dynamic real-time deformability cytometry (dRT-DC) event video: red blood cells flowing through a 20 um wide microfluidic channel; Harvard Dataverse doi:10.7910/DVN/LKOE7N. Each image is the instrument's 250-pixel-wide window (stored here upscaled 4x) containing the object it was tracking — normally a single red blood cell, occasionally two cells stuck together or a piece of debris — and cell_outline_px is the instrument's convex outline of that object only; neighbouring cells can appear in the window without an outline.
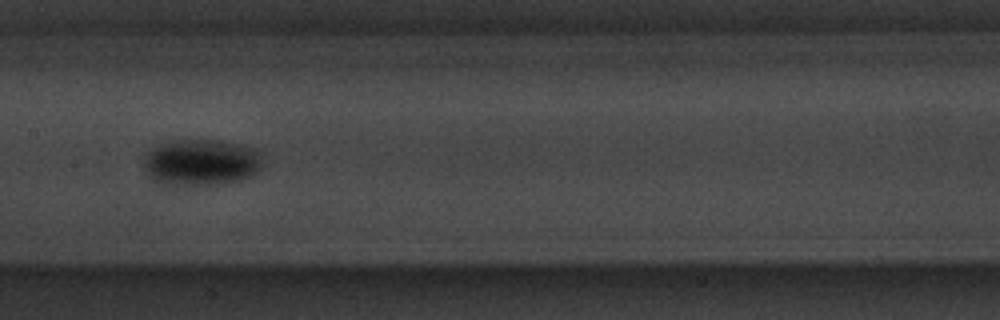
{"species": "common noctule bat (a hibernating species)", "species_latin": "Nyctalus noctula", "temperature_condition": "warm", "stored_images_in_passage": 9, "camera_frame_rate_fps": 3000, "um_per_image_px": 0.085, "animal": {"sex": "male", "body_mass_g": 20.1, "forearm_length_mm": 53.5}, "frame": {"image": 1, "passage_image": 8, "time_ms": 8.333, "image_size_px": [1000, 320], "cell_outline_px": [[260, 168], [248, 176], [240, 180], [220, 184], [160, 184], [152, 180], [144, 164], [148, 152], [156, 148], [168, 144], [184, 140], [212, 140], [240, 144], [260, 148]], "centroid_in_image_um": [17.16, 13.81], "position_along_channel_um": 190.2, "area_um2": 31.27}}